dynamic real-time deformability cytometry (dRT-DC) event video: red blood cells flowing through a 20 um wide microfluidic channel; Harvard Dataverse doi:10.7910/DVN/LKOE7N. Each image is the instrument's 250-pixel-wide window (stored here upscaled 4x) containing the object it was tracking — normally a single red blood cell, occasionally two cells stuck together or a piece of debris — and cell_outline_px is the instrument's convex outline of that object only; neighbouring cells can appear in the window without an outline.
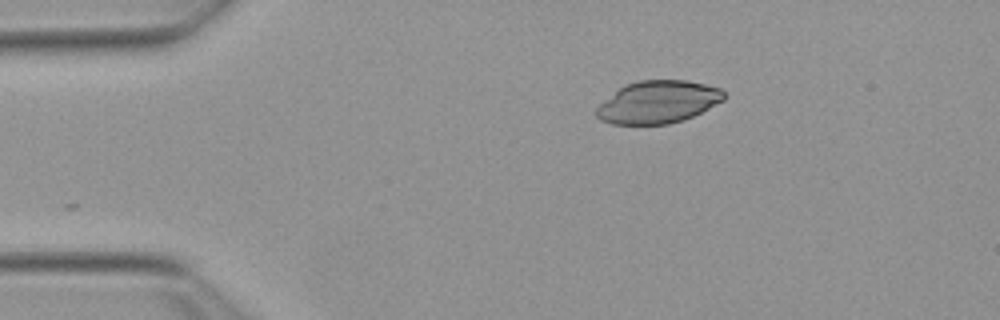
{"species": "Egyptian fruit bat (a non-hibernating species)", "species_latin": "Rousettus aegyptiacus", "temperature_condition": "warm", "stored_images_in_passage": 44, "camera_frame_rate_fps": 3000, "um_per_image_px": 0.085, "animal": {"sex": "female"}, "frame": {"image": 1, "passage_image": 1, "time_ms": 0.0, "image_size_px": [1000, 320], "cell_outline_px": [[728, 96], [724, 100], [684, 120], [668, 124], [612, 124], [600, 120], [596, 116], [596, 108], [600, 104], [624, 84], [640, 80], [688, 80], [720, 88]], "centroid_in_image_um": [55.94, 8.67], "position_along_channel_um": 29.1, "area_um2": 31.56}}
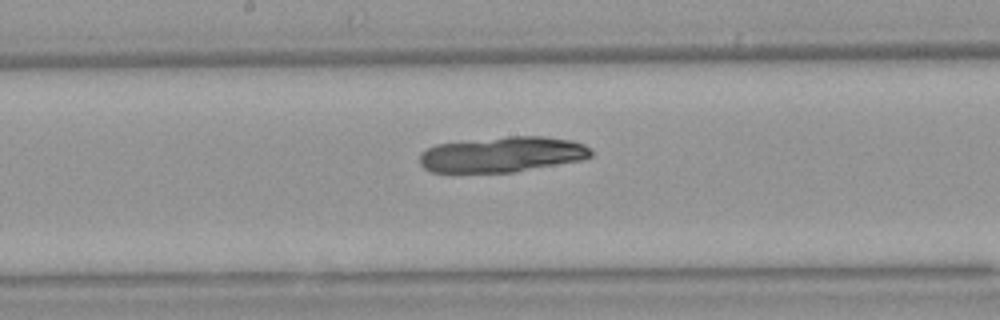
{"frame": {"image": 2, "passage_image": 19, "time_ms": 6.0, "image_size_px": [1000, 320], "cell_outline_px": [[592, 156], [584, 160], [512, 172], [432, 172], [424, 168], [420, 164], [420, 152], [436, 144], [508, 136], [544, 136], [572, 140], [584, 144], [592, 148]], "centroid_in_image_um": [42.74, 13.12], "position_along_channel_um": 205.5, "area_um2": 35.55}}
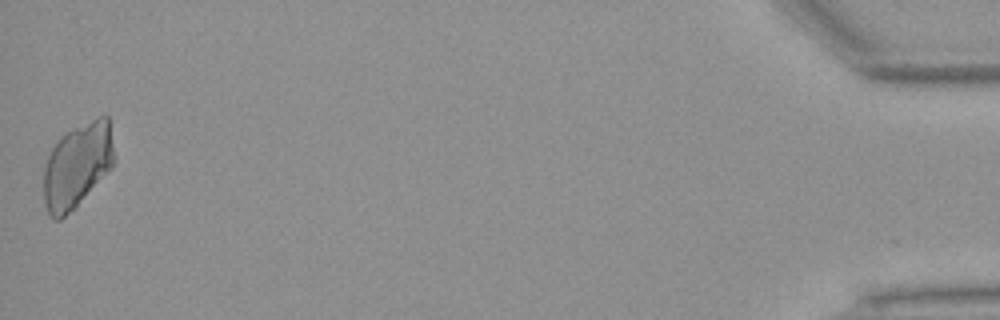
{"frame": {"image": 3, "passage_image": 44, "time_ms": 14.333, "image_size_px": [1000, 320], "cell_outline_px": [[116, 160], [112, 168], [76, 208], [60, 220], [52, 220], [44, 204], [44, 168], [48, 156], [52, 148], [60, 136], [72, 128], [96, 116], [108, 116]], "centroid_in_image_um": [6.58, 14.07], "position_along_channel_um": 428.6, "area_um2": 35.43}}